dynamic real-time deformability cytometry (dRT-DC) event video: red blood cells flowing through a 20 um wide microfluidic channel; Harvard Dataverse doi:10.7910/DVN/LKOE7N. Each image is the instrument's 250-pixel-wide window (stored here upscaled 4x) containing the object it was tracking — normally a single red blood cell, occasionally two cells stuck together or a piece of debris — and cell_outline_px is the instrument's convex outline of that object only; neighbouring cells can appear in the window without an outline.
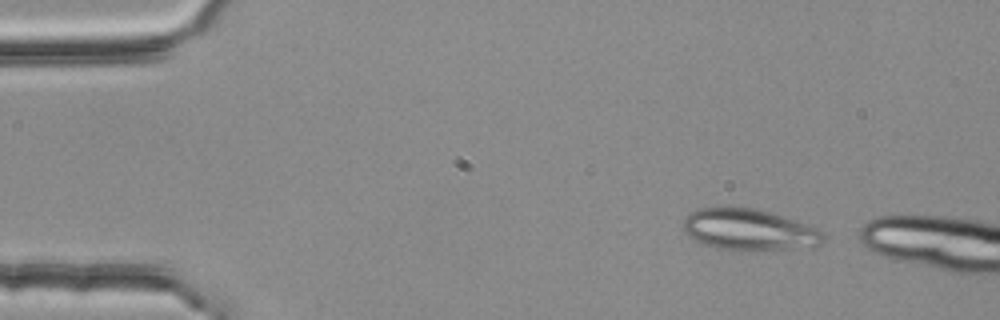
{"species": "common noctule bat (a hibernating species)", "species_latin": "Nyctalus noctula", "temperature_condition": "room temperature", "stored_images_in_passage": 3, "camera_frame_rate_fps": 3000, "um_per_image_px": 0.085, "animal": {"sex": "female", "body_mass_g": 25.1}, "frame": {"image": 1, "passage_image": 1, "time_ms": 0.0, "image_size_px": [1000, 320], "cell_outline_px": [[824, 240], [820, 244], [748, 252], [716, 248], [704, 244], [688, 236], [684, 232], [684, 216], [696, 208], [752, 208], [768, 212], [816, 228], [824, 236]], "centroid_in_image_um": [63.56, 19.54], "position_along_channel_um": 21.4, "area_um2": 33.12}}